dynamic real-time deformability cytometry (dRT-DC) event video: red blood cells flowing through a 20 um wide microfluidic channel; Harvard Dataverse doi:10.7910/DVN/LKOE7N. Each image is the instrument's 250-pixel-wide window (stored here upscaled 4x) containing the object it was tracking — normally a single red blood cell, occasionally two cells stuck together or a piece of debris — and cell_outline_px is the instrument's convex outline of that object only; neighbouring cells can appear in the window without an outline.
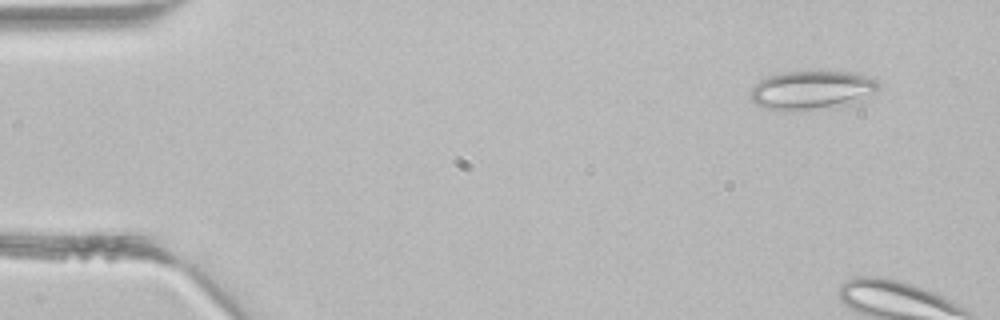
{"species": "common noctule bat (a hibernating species)", "species_latin": "Nyctalus noctula", "temperature_condition": "room temperature", "stored_images_in_passage": 4, "camera_frame_rate_fps": 3000, "um_per_image_px": 0.085, "animal": {"sex": "male", "body_mass_g": 21.5, "forearm_length_mm": 52.0}, "frame": {"image": 1, "passage_image": 1, "time_ms": 0.0, "image_size_px": [1000, 320], "cell_outline_px": [[880, 88], [876, 92], [860, 100], [808, 108], [768, 108], [756, 104], [748, 96], [752, 88], [760, 80], [768, 76], [784, 72], [856, 72], [876, 80], [880, 84]], "centroid_in_image_um": [69.0, 7.59], "position_along_channel_um": 16.0, "area_um2": 27.57}}